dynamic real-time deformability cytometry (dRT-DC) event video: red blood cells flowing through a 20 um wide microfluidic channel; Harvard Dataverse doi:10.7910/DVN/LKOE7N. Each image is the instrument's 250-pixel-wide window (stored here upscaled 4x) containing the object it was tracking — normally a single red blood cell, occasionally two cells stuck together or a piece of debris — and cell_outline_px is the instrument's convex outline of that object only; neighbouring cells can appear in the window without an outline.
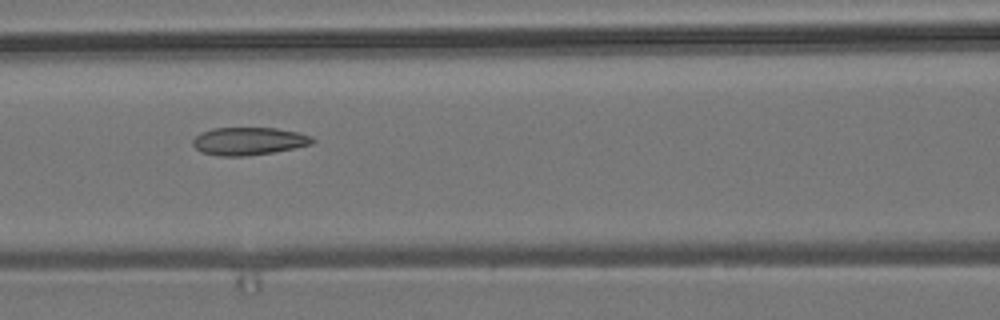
{"species": "common noctule bat (a hibernating species)", "species_latin": "Nyctalus noctula", "temperature_condition": "room temperature", "stored_images_in_passage": 4, "camera_frame_rate_fps": 3000, "um_per_image_px": 0.085, "animal": {"sex": "male", "body_mass_g": 19.2, "forearm_length_mm": 51.8}, "frame": {"image": 1, "passage_image": 3, "time_ms": 0.667, "image_size_px": [1000, 320], "cell_outline_px": [[316, 140], [312, 144], [272, 152], [244, 156], [220, 156], [200, 152], [192, 144], [192, 140], [200, 132], [212, 128], [276, 128], [300, 132], [312, 136]], "centroid_in_image_um": [21.13, 11.99], "position_along_channel_um": 145.5, "area_um2": 19.42}}
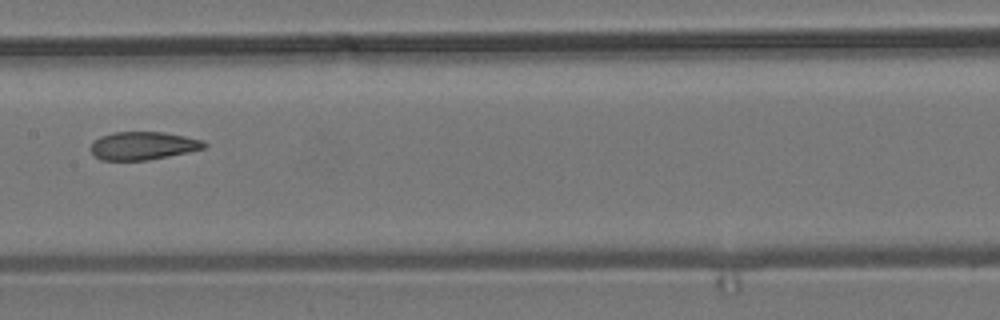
{"frame": {"image": 2, "passage_image": 4, "time_ms": 1.0, "image_size_px": [1000, 320], "cell_outline_px": [[208, 144], [204, 148], [188, 152], [148, 160], [100, 160], [92, 152], [92, 144], [100, 136], [112, 132], [164, 132], [204, 140]], "centroid_in_image_um": [12.19, 12.38], "position_along_channel_um": 195.2, "area_um2": 18.44}}